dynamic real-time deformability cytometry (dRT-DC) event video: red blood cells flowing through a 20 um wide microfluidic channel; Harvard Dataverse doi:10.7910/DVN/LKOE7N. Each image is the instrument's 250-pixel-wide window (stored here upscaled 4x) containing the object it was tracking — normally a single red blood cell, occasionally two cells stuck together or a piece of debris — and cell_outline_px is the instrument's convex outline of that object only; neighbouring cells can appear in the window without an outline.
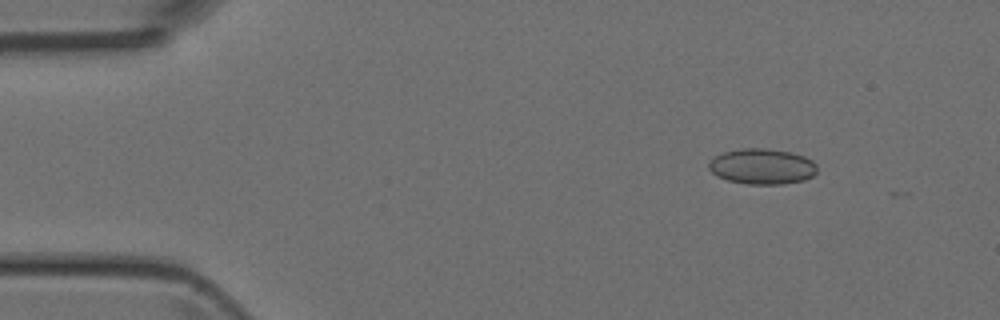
{"species": "Egyptian fruit bat (a non-hibernating species)", "species_latin": "Rousettus aegyptiacus", "temperature_condition": "room temperature", "stored_images_in_passage": 43, "camera_frame_rate_fps": 3000, "um_per_image_px": 0.085, "animal": {"sex": "female"}, "frame": {"image": 1, "passage_image": 2, "time_ms": 0.333, "image_size_px": [1000, 320], "cell_outline_px": [[816, 172], [812, 176], [804, 180], [784, 184], [748, 184], [728, 180], [716, 176], [708, 168], [708, 164], [716, 156], [724, 152], [740, 148], [768, 148], [792, 152], [804, 156], [812, 160], [816, 164]], "centroid_in_image_um": [64.79, 14.14], "position_along_channel_um": 20.2, "area_um2": 22.54}}
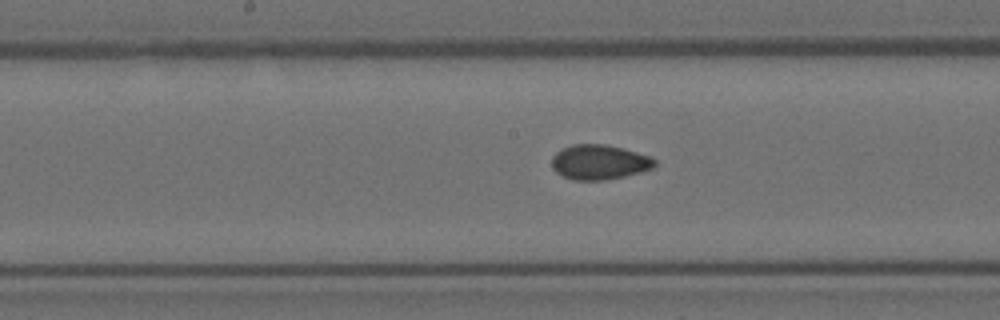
{"frame": {"image": 2, "passage_image": 20, "time_ms": 6.333, "image_size_px": [1000, 320], "cell_outline_px": [[656, 164], [652, 168], [640, 172], [624, 176], [604, 180], [572, 180], [556, 172], [552, 168], [552, 156], [560, 148], [572, 144], [604, 144], [624, 148], [648, 156], [656, 160]], "centroid_in_image_um": [50.9, 13.77], "position_along_channel_um": 197.3, "area_um2": 20.92}}
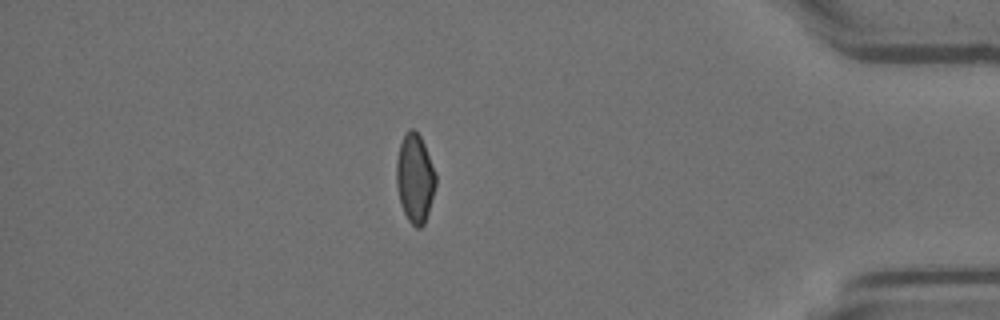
{"frame": {"image": 3, "passage_image": 37, "time_ms": 12.0, "image_size_px": [1000, 320], "cell_outline_px": [[436, 184], [428, 212], [424, 224], [420, 228], [416, 228], [408, 220], [404, 212], [400, 200], [396, 184], [396, 160], [400, 144], [408, 128], [412, 128], [420, 136], [424, 144], [436, 172]], "centroid_in_image_um": [35.27, 15.14], "position_along_channel_um": 399.9, "area_um2": 20.23}}